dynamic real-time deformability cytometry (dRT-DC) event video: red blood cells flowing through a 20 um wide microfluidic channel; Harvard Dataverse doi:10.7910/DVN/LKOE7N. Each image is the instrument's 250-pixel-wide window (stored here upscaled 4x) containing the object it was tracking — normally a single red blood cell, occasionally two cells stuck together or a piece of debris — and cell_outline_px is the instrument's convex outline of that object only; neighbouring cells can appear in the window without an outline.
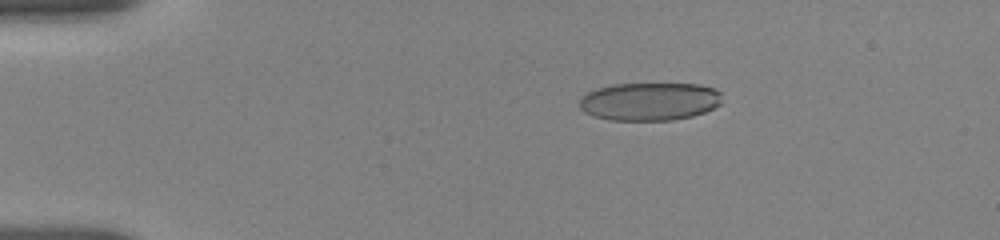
{"species": "human", "species_latin": "Homo sapiens", "temperature_condition": "room temperature", "stored_images_in_passage": 56, "camera_frame_rate_fps": 3000, "um_per_image_px": 0.085, "donor": {"sex": "female"}, "frame": {"image": 1, "passage_image": 11, "time_ms": 3.333, "image_size_px": [1000, 240], "cell_outline_px": [[720, 104], [704, 112], [692, 116], [672, 120], [608, 120], [592, 116], [584, 112], [580, 108], [580, 100], [588, 92], [596, 88], [616, 84], [696, 84], [712, 88], [720, 92]], "centroid_in_image_um": [55.18, 8.63], "position_along_channel_um": 29.8, "area_um2": 31.44}}
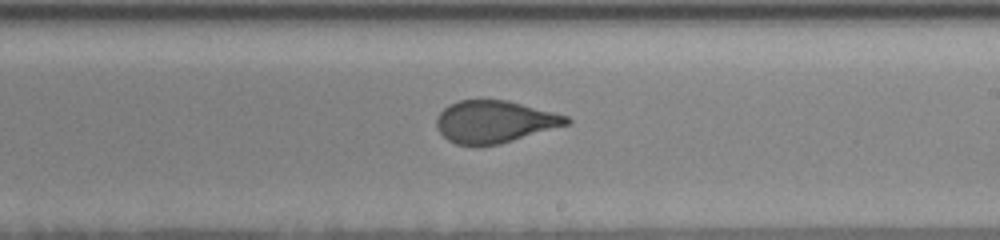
{"frame": {"image": 2, "passage_image": 34, "time_ms": 11.0, "image_size_px": [1000, 240], "cell_outline_px": [[572, 120], [568, 124], [500, 144], [476, 148], [456, 144], [448, 140], [436, 128], [436, 116], [448, 104], [460, 100], [508, 100], [568, 116]], "centroid_in_image_um": [41.99, 10.37], "position_along_channel_um": 247.0, "area_um2": 32.31}}
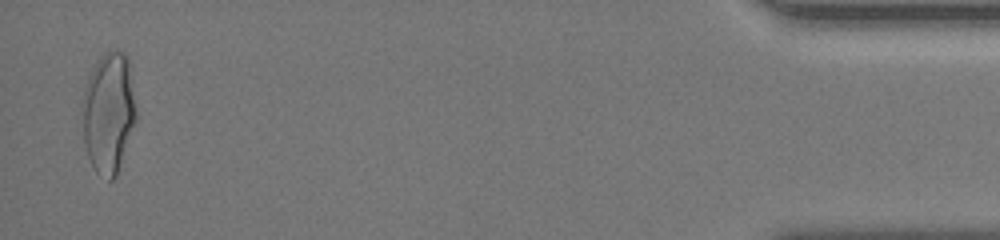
{"frame": {"image": 3, "passage_image": 55, "time_ms": 18.0, "image_size_px": [1000, 240], "cell_outline_px": [[136, 120], [116, 176], [112, 180], [108, 180], [96, 172], [88, 156], [84, 140], [80, 108], [80, 104], [84, 88], [92, 68], [100, 56], [104, 52], [124, 52], [128, 56], [136, 112]], "centroid_in_image_um": [9.2, 9.57], "position_along_channel_um": 426.0, "area_um2": 37.97}, "authors_computed_cell_mechanics": {"area_um2": 32.946, "velocity_mm_per_s": 3.6607, "shape_relaxation_time_tau1_ms": 5.3404, "shape_relaxation_time_tau2_ms": null, "deformation_change_tau1": 0.1727, "deformation_change_tau2": null}}